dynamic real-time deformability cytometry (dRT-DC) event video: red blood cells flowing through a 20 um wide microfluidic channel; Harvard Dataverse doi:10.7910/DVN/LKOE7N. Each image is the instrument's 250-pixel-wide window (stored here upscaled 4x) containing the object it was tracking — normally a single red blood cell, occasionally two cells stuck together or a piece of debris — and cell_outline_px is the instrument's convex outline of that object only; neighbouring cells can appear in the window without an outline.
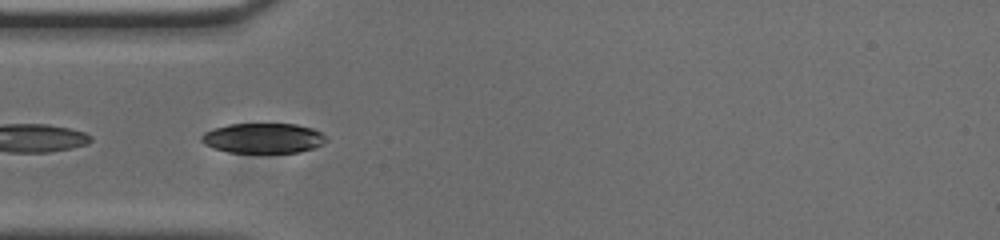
{"species": "common noctule bat (a hibernating species)", "species_latin": "Nyctalus noctula", "temperature_condition": "cold", "stored_images_in_passage": 35, "camera_frame_rate_fps": 3000, "um_per_image_px": 0.085, "animal": {"sex": "male", "body_mass_g": 20.0, "forearm_length_mm": 53.3}, "frame": {"image": 1, "passage_image": 1, "time_ms": 0.0, "image_size_px": [1000, 240], "cell_outline_px": [[328, 140], [312, 148], [300, 152], [228, 152], [212, 148], [204, 144], [200, 140], [200, 136], [204, 132], [212, 128], [228, 124], [296, 124], [312, 128], [320, 132]], "centroid_in_image_um": [22.31, 11.73], "position_along_channel_um": 62.7, "area_um2": 21.79}}
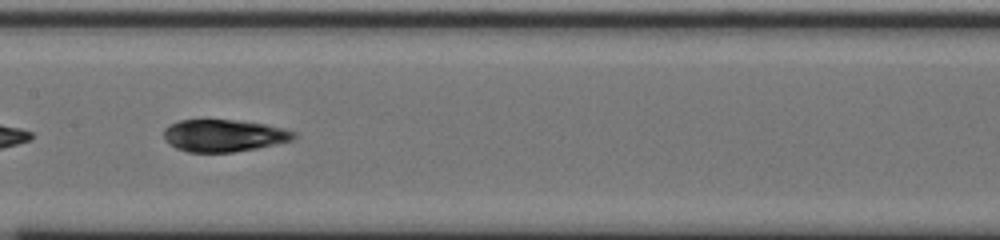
{"frame": {"image": 2, "passage_image": 11, "time_ms": 3.333, "image_size_px": [1000, 240], "cell_outline_px": [[296, 136], [292, 140], [256, 148], [232, 152], [188, 152], [176, 148], [168, 144], [164, 140], [164, 128], [168, 124], [180, 120], [236, 120], [264, 124], [284, 128], [296, 132]], "centroid_in_image_um": [18.98, 11.52], "position_along_channel_um": 188.4, "area_um2": 24.39}}
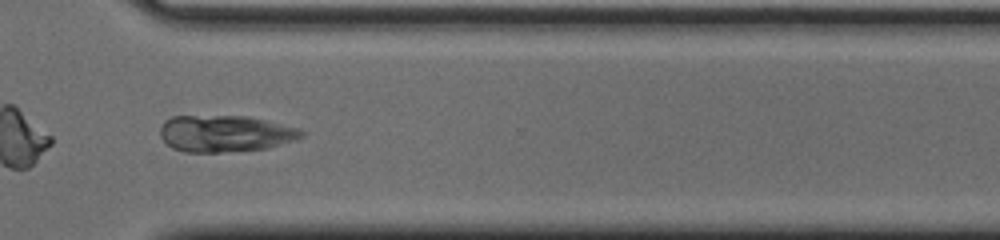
{"frame": {"image": 3, "passage_image": 24, "time_ms": 7.667, "image_size_px": [1000, 240], "cell_outline_px": [[304, 136], [296, 140], [268, 148], [220, 152], [184, 152], [172, 148], [160, 136], [160, 128], [164, 120], [172, 116], [248, 116], [300, 128], [304, 132]], "centroid_in_image_um": [19.15, 11.35], "position_along_channel_um": 351.5, "area_um2": 30.29}, "authors_computed_cell_mechanics": {"area_um2": 27.2816, "velocity_mm_per_s": 3.7556, "shape_relaxation_time_tau1_ms": null, "shape_relaxation_time_tau2_ms": 1.3152, "deformation_change_tau1": null, "deformation_change_tau2": 0.0693}}